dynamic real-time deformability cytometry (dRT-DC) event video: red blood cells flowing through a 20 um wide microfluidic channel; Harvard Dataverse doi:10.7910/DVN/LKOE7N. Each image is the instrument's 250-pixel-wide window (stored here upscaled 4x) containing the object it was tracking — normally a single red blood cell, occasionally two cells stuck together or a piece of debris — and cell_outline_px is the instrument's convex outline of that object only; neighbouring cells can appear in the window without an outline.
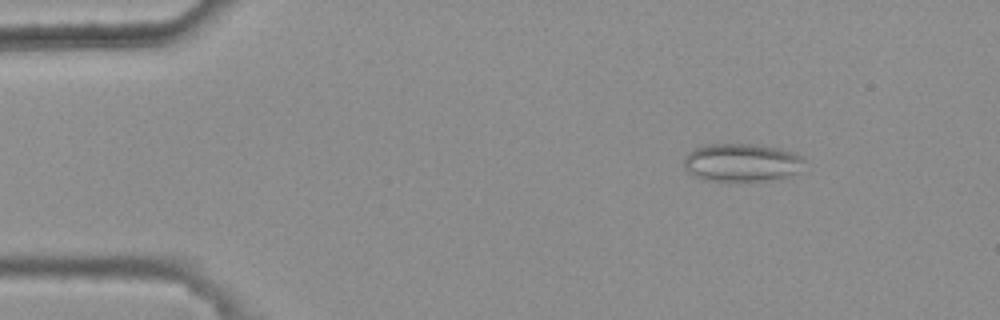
{"species": "common noctule bat (a hibernating species)", "species_latin": "Nyctalus noctula", "temperature_condition": "warm", "stored_images_in_passage": 46, "camera_frame_rate_fps": 3000, "um_per_image_px": 0.085, "animal": {"sex": "female", "body_mass_g": 25.1}, "frame": {"image": 1, "passage_image": 6, "time_ms": 1.667, "image_size_px": [1000, 320], "cell_outline_px": [[804, 160], [800, 172], [768, 180], [728, 184], [704, 180], [688, 172], [684, 168], [684, 156], [688, 152], [696, 148], [708, 144], [752, 144], [780, 148], [792, 152], [800, 156]], "centroid_in_image_um": [62.99, 13.85], "position_along_channel_um": 22.0, "area_um2": 27.34}}
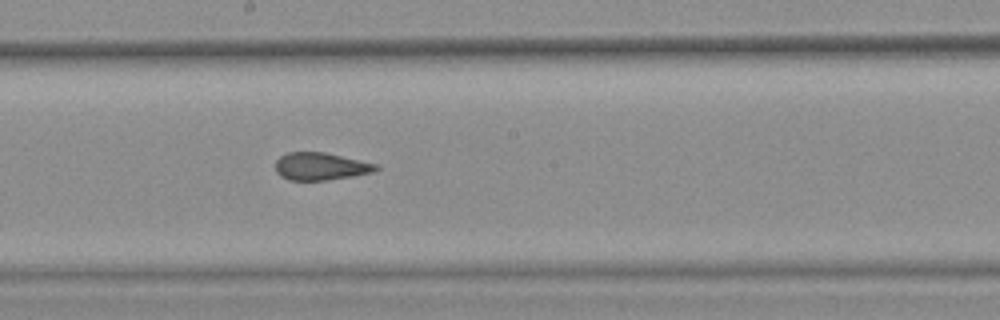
{"frame": {"image": 2, "passage_image": 28, "time_ms": 9.0, "image_size_px": [1000, 320], "cell_outline_px": [[380, 168], [376, 172], [328, 180], [288, 180], [280, 176], [276, 172], [276, 160], [280, 156], [288, 152], [324, 152], [376, 164]], "centroid_in_image_um": [27.25, 14.15], "position_along_channel_um": 221.0, "area_um2": 16.13}}
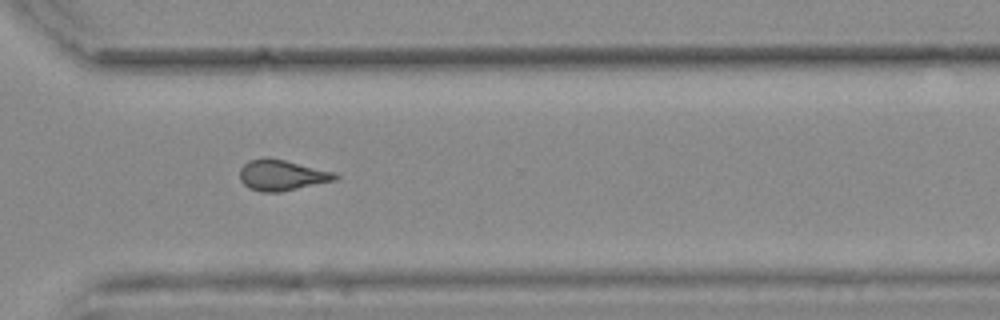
{"frame": {"image": 3, "passage_image": 38, "time_ms": 12.333, "image_size_px": [1000, 320], "cell_outline_px": [[340, 176], [336, 180], [280, 192], [260, 192], [248, 188], [240, 180], [240, 168], [248, 160], [264, 156], [268, 156], [336, 172]], "centroid_in_image_um": [23.94, 14.87], "position_along_channel_um": 346.7, "area_um2": 17.4}, "authors_computed_cell_mechanics": {"area_um2": 17.2533, "velocity_mm_per_s": 3.7629, "shape_relaxation_time_tau1_ms": null, "shape_relaxation_time_tau2_ms": 1.2281, "deformation_change_tau1": null, "deformation_change_tau2": 0.0966}}